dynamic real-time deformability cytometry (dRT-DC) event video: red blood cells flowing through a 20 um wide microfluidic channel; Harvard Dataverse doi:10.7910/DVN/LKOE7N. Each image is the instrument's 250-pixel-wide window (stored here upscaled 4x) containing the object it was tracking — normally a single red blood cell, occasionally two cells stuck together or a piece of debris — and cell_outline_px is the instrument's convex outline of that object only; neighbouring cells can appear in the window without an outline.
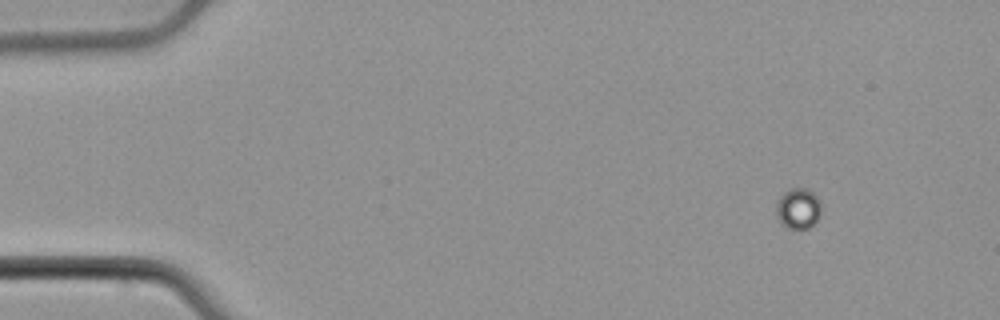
{"species": "common noctule bat (a hibernating species)", "species_latin": "Nyctalus noctula", "temperature_condition": "cold", "stored_images_in_passage": 50, "camera_frame_rate_fps": 3000, "um_per_image_px": 0.085, "animal": {"sex": "male", "body_mass_g": 21.5, "forearm_length_mm": 52.0}, "frame": {"image": 1, "passage_image": 1, "time_ms": 0.0, "image_size_px": [1000, 320], "cell_outline_px": [[820, 212], [816, 220], [808, 228], [788, 228], [780, 224], [776, 216], [776, 204], [780, 196], [788, 188], [808, 188], [820, 200]], "centroid_in_image_um": [67.81, 17.7], "position_along_channel_um": 17.2, "area_um2": 10.69}}